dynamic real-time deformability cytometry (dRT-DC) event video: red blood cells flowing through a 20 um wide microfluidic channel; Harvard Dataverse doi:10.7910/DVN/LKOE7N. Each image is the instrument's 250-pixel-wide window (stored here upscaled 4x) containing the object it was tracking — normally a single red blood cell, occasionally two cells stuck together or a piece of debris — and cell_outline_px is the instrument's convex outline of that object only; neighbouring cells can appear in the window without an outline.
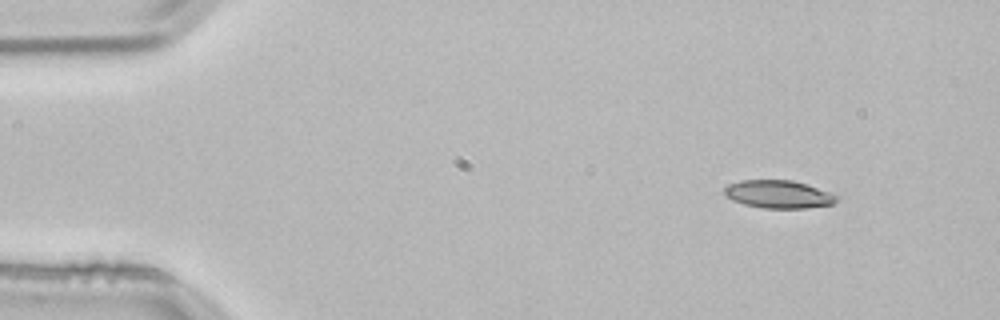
{"species": "common noctule bat (a hibernating species)", "species_latin": "Nyctalus noctula", "temperature_condition": "room temperature", "stored_images_in_passage": 3, "segment_of_instrument_passage": [1, 2], "camera_frame_rate_fps": 3000, "um_per_image_px": 0.085, "animal": {"sex": "male", "body_mass_g": 21.5, "forearm_length_mm": 52.0}, "frame": {"image": 1, "passage_image": 1, "time_ms": 0.0, "image_size_px": [1000, 320], "cell_outline_px": [[840, 196], [832, 204], [804, 208], [764, 208], [744, 204], [732, 200], [724, 196], [724, 188], [740, 180], [792, 180], [808, 184]], "centroid_in_image_um": [66.18, 16.51], "position_along_channel_um": 18.8, "area_um2": 18.21}}